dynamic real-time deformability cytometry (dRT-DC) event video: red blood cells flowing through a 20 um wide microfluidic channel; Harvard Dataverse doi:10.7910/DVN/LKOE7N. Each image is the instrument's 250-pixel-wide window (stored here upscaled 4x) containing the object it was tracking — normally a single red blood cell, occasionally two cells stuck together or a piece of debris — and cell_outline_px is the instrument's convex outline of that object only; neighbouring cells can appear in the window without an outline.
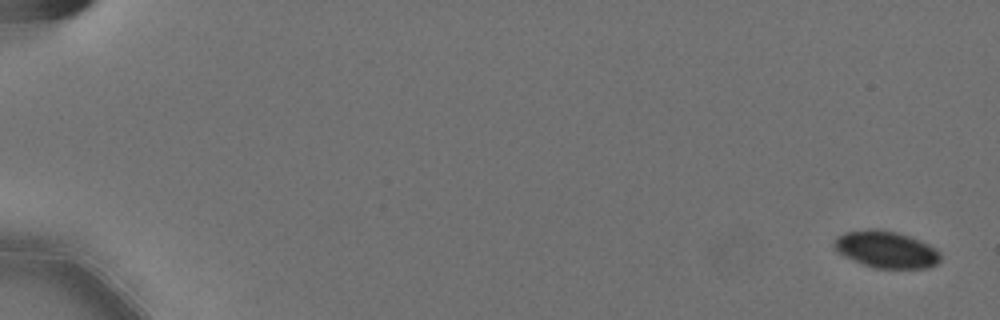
{"species": "Egyptian fruit bat (a non-hibernating species)", "species_latin": "Rousettus aegyptiacus", "temperature_condition": "cold", "stored_images_in_passage": 58, "camera_frame_rate_fps": 3000, "um_per_image_px": 0.085, "animal": {"sex": "female"}, "frame": {"image": 1, "passage_image": 1, "time_ms": 0.0, "image_size_px": [1000, 320], "cell_outline_px": [[940, 260], [936, 264], [928, 268], [872, 268], [844, 256], [836, 252], [832, 248], [832, 244], [836, 236], [844, 232], [872, 228], [876, 228], [896, 232], [908, 236], [928, 244], [936, 248], [940, 252]], "centroid_in_image_um": [75.27, 21.2], "position_along_channel_um": 9.7, "area_um2": 23.06}}
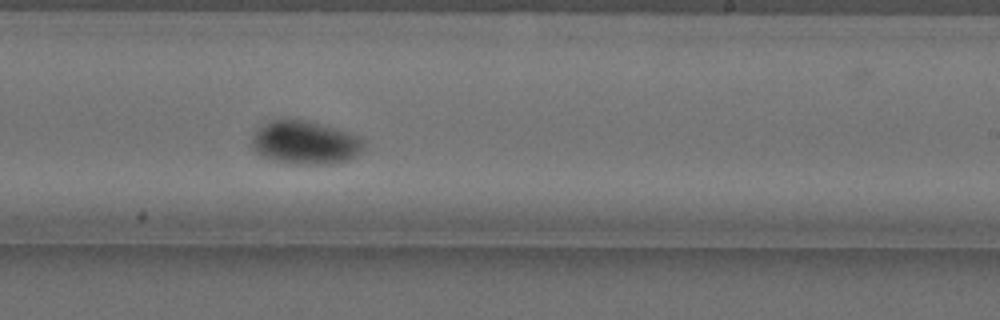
{"frame": {"image": 2, "passage_image": 37, "time_ms": 12.0, "image_size_px": [1000, 320], "cell_outline_px": [[364, 144], [360, 152], [348, 160], [328, 164], [292, 164], [272, 160], [260, 156], [252, 148], [252, 140], [256, 132], [264, 124], [272, 120], [304, 120], [320, 124], [348, 132], [364, 140]], "centroid_in_image_um": [25.92, 12.14], "position_along_channel_um": 263.1, "area_um2": 27.92}}
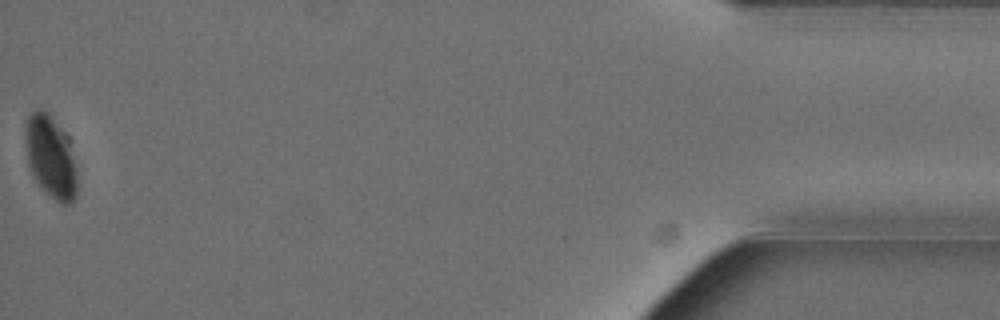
{"frame": {"image": 3, "passage_image": 58, "time_ms": 19.0, "image_size_px": [1000, 320], "cell_outline_px": [[76, 196], [72, 204], [60, 204], [44, 192], [28, 168], [24, 140], [24, 128], [28, 116], [36, 108], [40, 108], [48, 112], [52, 116], [68, 136], [76, 172]], "centroid_in_image_um": [4.27, 13.32], "position_along_channel_um": 430.9, "area_um2": 25.37}, "authors_computed_cell_mechanics": {"area_um2": 25.5765, "velocity_mm_per_s": 3.562, "shape_relaxation_time_tau1_ms": 4.4819, "shape_relaxation_time_tau2_ms": null, "deformation_change_tau1": 0.0645, "deformation_change_tau2": null}}